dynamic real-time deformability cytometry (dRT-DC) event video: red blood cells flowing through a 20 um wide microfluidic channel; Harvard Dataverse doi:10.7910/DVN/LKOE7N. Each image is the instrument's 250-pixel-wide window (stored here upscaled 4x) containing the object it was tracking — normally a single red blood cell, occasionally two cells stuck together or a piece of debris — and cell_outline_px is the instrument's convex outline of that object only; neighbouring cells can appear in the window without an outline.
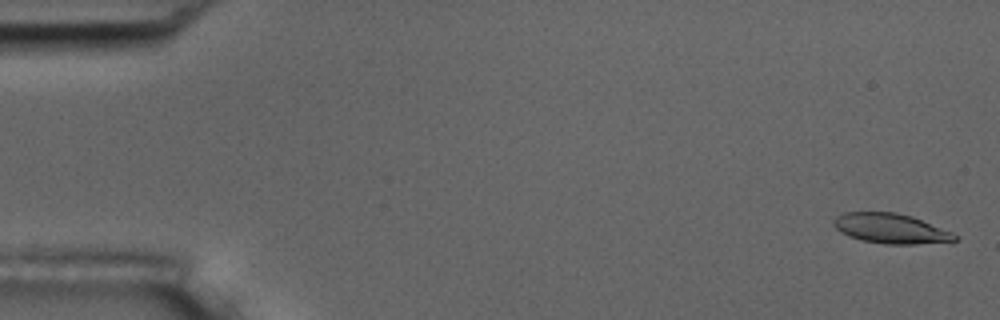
{"species": "common noctule bat (a hibernating species)", "species_latin": "Nyctalus noctula", "temperature_condition": "room temperature", "stored_images_in_passage": 15, "camera_frame_rate_fps": 3000, "um_per_image_px": 0.085, "animal": {"sex": "male", "body_mass_g": 17.5, "forearm_length_mm": 52.3}, "frame": {"image": 1, "passage_image": 1, "time_ms": 0.0, "image_size_px": [1000, 320], "cell_outline_px": [[960, 240], [916, 244], [884, 244], [860, 240], [848, 236], [840, 232], [832, 224], [832, 220], [836, 216], [844, 212], [896, 212], [912, 216], [952, 232]], "centroid_in_image_um": [75.67, 19.42], "position_along_channel_um": 9.3, "area_um2": 21.21}}
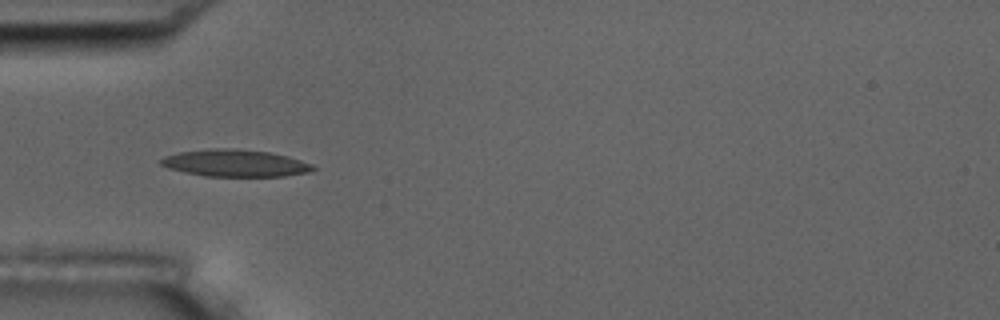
{"frame": {"image": 2, "passage_image": 5, "time_ms": 5.333, "image_size_px": [1000, 320], "cell_outline_px": [[316, 168], [308, 172], [284, 176], [204, 176], [184, 172], [168, 168], [160, 164], [160, 160], [164, 156], [180, 152], [212, 148], [240, 148], [268, 152], [288, 156], [312, 164]], "centroid_in_image_um": [19.97, 13.86], "position_along_channel_um": 65.0, "area_um2": 23.99}}
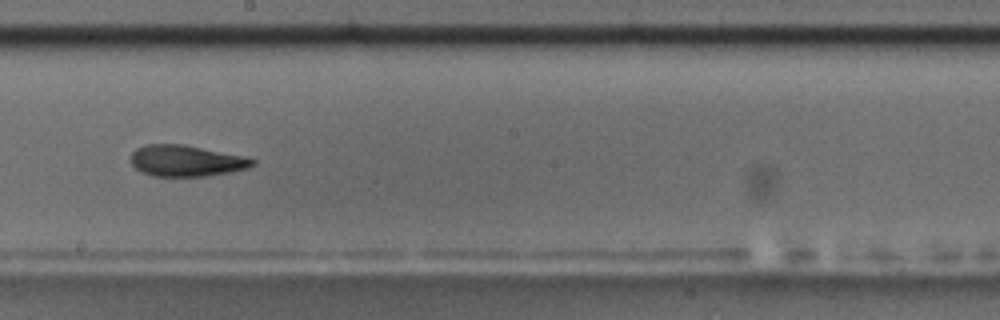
{"frame": {"image": 3, "passage_image": 9, "time_ms": 10.0, "image_size_px": [1000, 320], "cell_outline_px": [[256, 164], [248, 168], [228, 172], [204, 176], [152, 176], [136, 168], [132, 164], [132, 152], [136, 148], [144, 144], [184, 144], [244, 156], [256, 160]], "centroid_in_image_um": [15.84, 13.65], "position_along_channel_um": 232.4, "area_um2": 22.02}, "authors_computed_cell_mechanics": {"area_um2": 22.3108, "velocity_mm_per_s": 3.6045, "shape_relaxation_time_tau1_ms": 3.6353, "shape_relaxation_time_tau2_ms": null, "deformation_change_tau1": 0.1247, "deformation_change_tau2": null}}